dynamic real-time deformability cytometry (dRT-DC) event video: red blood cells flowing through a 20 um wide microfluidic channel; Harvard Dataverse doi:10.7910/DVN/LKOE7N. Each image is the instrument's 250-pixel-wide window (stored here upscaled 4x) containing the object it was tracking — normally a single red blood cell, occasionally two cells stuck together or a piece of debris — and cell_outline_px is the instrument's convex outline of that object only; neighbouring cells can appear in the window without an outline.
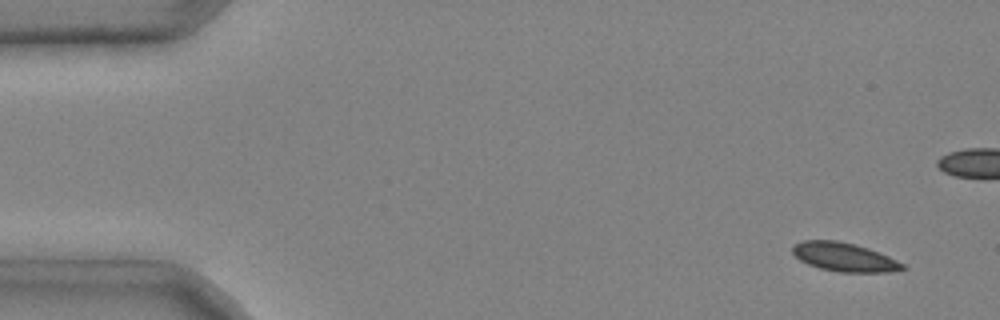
{"species": "common noctule bat (a hibernating species)", "species_latin": "Nyctalus noctula", "temperature_condition": "cold", "stored_images_in_passage": 4, "camera_frame_rate_fps": 3000, "um_per_image_px": 0.085, "animal": {"sex": "male", "body_mass_g": 20.4}, "frame": {"image": 1, "passage_image": 1, "time_ms": 0.0, "image_size_px": [1000, 320], "cell_outline_px": [[908, 268], [888, 272], [840, 272], [820, 268], [808, 264], [800, 260], [792, 252], [792, 244], [804, 240], [836, 240], [868, 248], [888, 256], [904, 264]], "centroid_in_image_um": [71.74, 21.85], "position_along_channel_um": 13.3, "area_um2": 18.32}}